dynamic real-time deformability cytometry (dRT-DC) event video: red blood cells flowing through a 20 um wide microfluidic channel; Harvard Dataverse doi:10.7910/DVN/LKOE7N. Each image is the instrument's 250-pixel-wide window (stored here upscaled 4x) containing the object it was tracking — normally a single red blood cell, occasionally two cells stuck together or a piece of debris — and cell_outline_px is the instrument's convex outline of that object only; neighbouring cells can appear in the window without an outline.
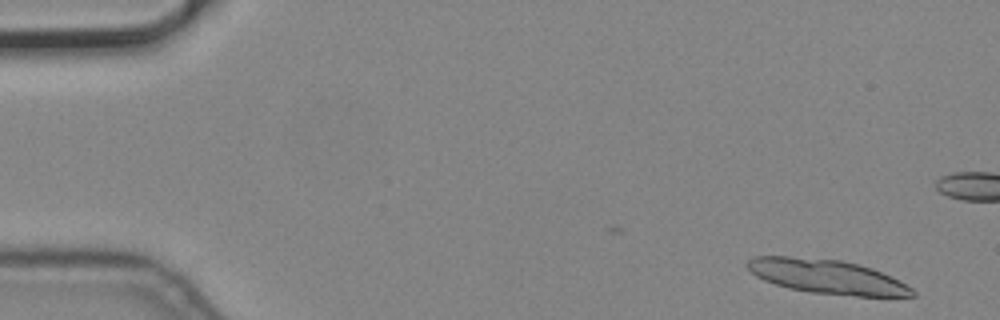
{"species": "common noctule bat (a hibernating species)", "species_latin": "Nyctalus noctula", "temperature_condition": "cold", "stored_images_in_passage": 4, "camera_frame_rate_fps": 3000, "um_per_image_px": 0.085, "animal": {"sex": "male", "body_mass_g": 19.2, "forearm_length_mm": 51.8}, "frame": {"image": 1, "passage_image": 1, "time_ms": 0.0, "image_size_px": [1000, 320], "cell_outline_px": [[916, 296], [856, 296], [808, 292], [788, 288], [764, 280], [756, 276], [744, 264], [748, 260], [756, 256], [788, 256], [840, 260], [872, 268], [900, 280], [912, 288], [916, 292]], "centroid_in_image_um": [70.29, 23.52], "position_along_channel_um": 14.7, "area_um2": 32.83}}